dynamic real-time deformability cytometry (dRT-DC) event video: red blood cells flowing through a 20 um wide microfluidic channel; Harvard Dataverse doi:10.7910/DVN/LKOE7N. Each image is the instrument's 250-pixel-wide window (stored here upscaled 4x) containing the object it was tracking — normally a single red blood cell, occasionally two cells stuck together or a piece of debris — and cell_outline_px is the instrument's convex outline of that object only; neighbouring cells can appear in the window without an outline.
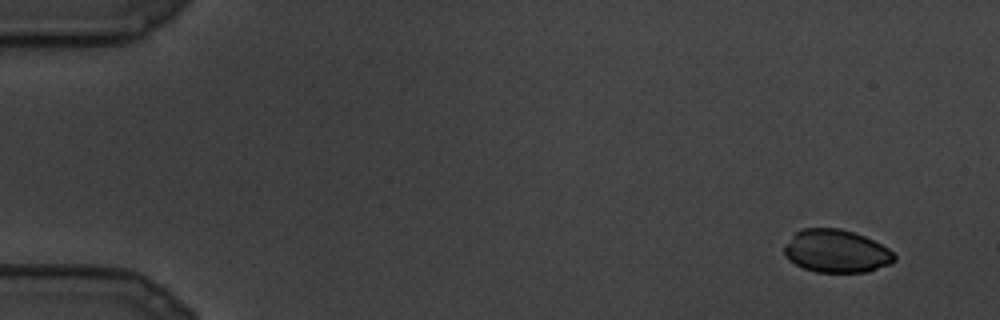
{"species": "common noctule bat (a hibernating species)", "species_latin": "Nyctalus noctula", "temperature_condition": "cold", "stored_images_in_passage": 11, "camera_frame_rate_fps": 3000, "um_per_image_px": 0.085, "animal": {"sex": "male", "body_mass_g": 19.5, "forearm_length_mm": 54.6}, "frame": {"image": 1, "passage_image": 1, "time_ms": 0.0, "image_size_px": [1000, 320], "cell_outline_px": [[896, 260], [888, 264], [868, 272], [816, 272], [804, 268], [788, 260], [784, 256], [784, 244], [800, 228], [840, 228], [864, 236], [888, 248], [896, 256]], "centroid_in_image_um": [71.05, 21.35], "position_along_channel_um": 13.9, "area_um2": 27.51}}
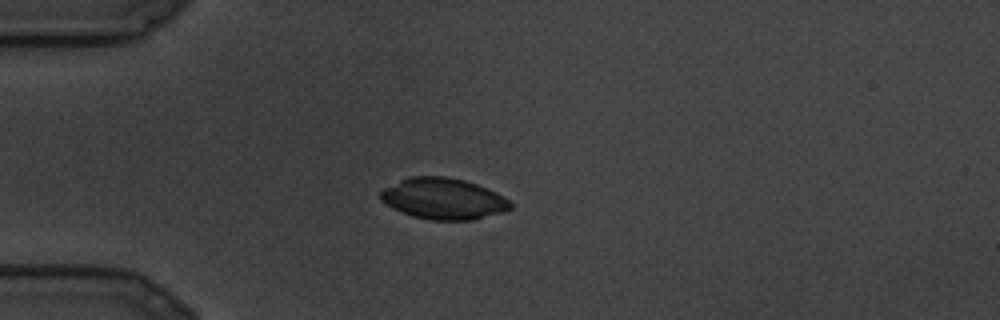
{"frame": {"image": 2, "passage_image": 7, "time_ms": 2.0, "image_size_px": [1000, 320], "cell_outline_px": [[512, 208], [504, 212], [472, 220], [432, 220], [412, 216], [380, 200], [380, 192], [384, 188], [408, 176], [448, 176], [464, 180], [476, 184], [496, 192], [504, 196], [512, 204]], "centroid_in_image_um": [37.72, 16.88], "position_along_channel_um": 47.3, "area_um2": 31.04}}
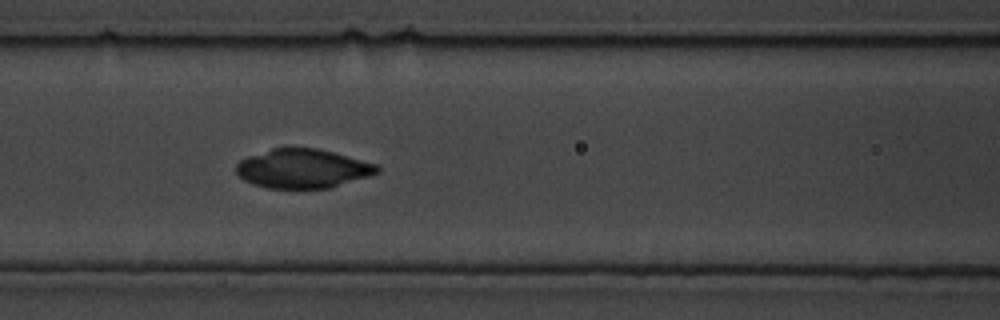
{"frame": {"image": 3, "passage_image": 11, "time_ms": 3.333, "image_size_px": [1000, 320], "cell_outline_px": [[380, 172], [332, 188], [268, 188], [252, 184], [244, 180], [236, 172], [236, 164], [240, 160], [248, 156], [272, 148], [316, 148], [380, 164]], "centroid_in_image_um": [25.75, 14.33], "position_along_channel_um": 140.8, "area_um2": 32.19}}